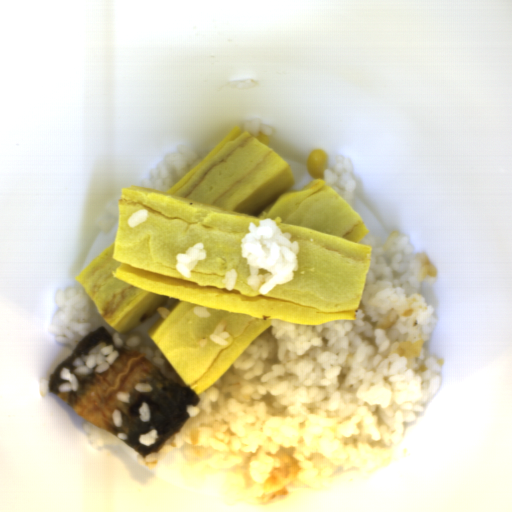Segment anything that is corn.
<instances>
[{
	"mask_svg": "<svg viewBox=\"0 0 512 512\" xmlns=\"http://www.w3.org/2000/svg\"><path fill=\"white\" fill-rule=\"evenodd\" d=\"M255 137H256L259 141H261L262 143H264V144H265V145H267V146H268V145H269V143H270L269 136L264 135V134H262L261 132H260V133H258V135H257V136H255Z\"/></svg>",
	"mask_w": 512,
	"mask_h": 512,
	"instance_id": "f1292c28",
	"label": "corn"
},
{
	"mask_svg": "<svg viewBox=\"0 0 512 512\" xmlns=\"http://www.w3.org/2000/svg\"><path fill=\"white\" fill-rule=\"evenodd\" d=\"M328 162V154L326 150L317 148L311 150L308 155L306 169L308 174L315 180L324 179V171Z\"/></svg>",
	"mask_w": 512,
	"mask_h": 512,
	"instance_id": "51d56268",
	"label": "corn"
}]
</instances>
